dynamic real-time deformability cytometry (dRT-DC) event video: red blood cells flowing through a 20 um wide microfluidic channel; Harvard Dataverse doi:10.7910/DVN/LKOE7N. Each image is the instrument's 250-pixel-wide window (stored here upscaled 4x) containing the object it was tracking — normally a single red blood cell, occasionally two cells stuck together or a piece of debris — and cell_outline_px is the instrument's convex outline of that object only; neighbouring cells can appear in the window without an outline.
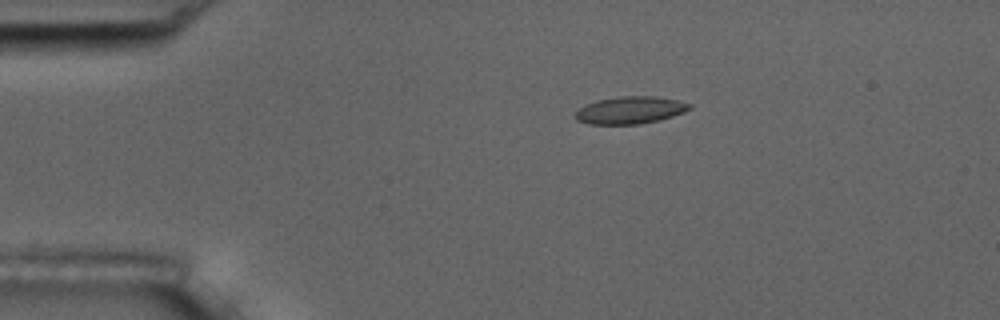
{"species": "common noctule bat (a hibernating species)", "species_latin": "Nyctalus noctula", "temperature_condition": "room temperature", "stored_images_in_passage": 3, "camera_frame_rate_fps": 3000, "um_per_image_px": 0.085, "animal": {"sex": "male", "body_mass_g": 17.5, "forearm_length_mm": 52.3}, "frame": {"image": 1, "passage_image": 2, "time_ms": 1.0, "image_size_px": [1000, 320], "cell_outline_px": [[692, 108], [684, 112], [660, 120], [640, 124], [588, 124], [576, 120], [576, 112], [584, 104], [596, 100], [620, 96], [656, 96], [676, 100], [692, 104]], "centroid_in_image_um": [53.57, 9.36], "position_along_channel_um": 31.4, "area_um2": 18.26}}